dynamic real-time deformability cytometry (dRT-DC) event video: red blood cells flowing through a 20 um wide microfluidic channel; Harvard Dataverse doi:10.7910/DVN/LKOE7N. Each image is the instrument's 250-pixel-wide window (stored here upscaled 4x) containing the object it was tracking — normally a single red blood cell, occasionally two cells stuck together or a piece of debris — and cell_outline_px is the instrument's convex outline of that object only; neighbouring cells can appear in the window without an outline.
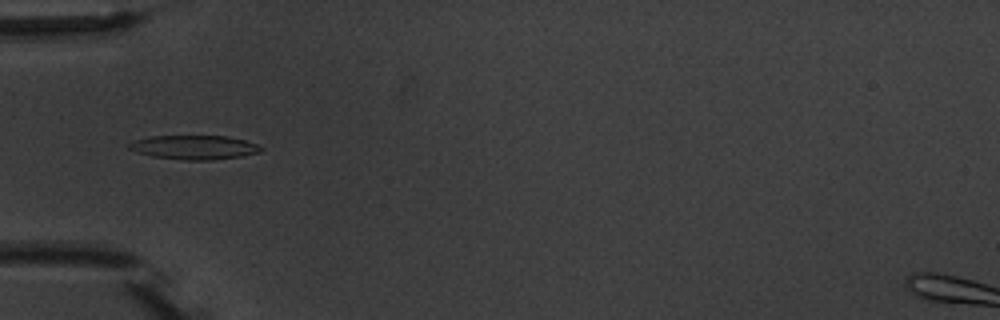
{"species": "common noctule bat (a hibernating species)", "species_latin": "Nyctalus noctula", "temperature_condition": "warm", "stored_images_in_passage": 6, "camera_frame_rate_fps": 3000, "um_per_image_px": 0.085, "animal": {"sex": "male", "body_mass_g": 20.1, "forearm_length_mm": 53.5}, "frame": {"image": 1, "passage_image": 5, "time_ms": 4.667, "image_size_px": [1000, 320], "cell_outline_px": [[264, 152], [240, 156], [212, 160], [180, 160], [152, 156], [136, 152], [128, 148], [128, 144], [136, 140], [148, 136], [228, 136], [244, 140], [256, 144], [264, 148]], "centroid_in_image_um": [16.53, 12.53], "position_along_channel_um": 68.5, "area_um2": 18.61}}